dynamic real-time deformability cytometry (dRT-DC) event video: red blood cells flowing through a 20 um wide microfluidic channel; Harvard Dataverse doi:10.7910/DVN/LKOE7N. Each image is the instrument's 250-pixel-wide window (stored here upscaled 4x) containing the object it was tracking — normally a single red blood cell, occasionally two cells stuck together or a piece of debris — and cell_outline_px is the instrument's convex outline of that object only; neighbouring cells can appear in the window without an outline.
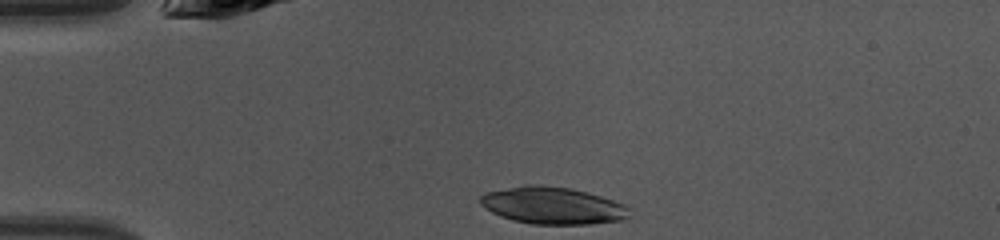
{"species": "common noctule bat (a hibernating species)", "species_latin": "Nyctalus noctula", "temperature_condition": "warm", "stored_images_in_passage": 37, "camera_frame_rate_fps": 3000, "um_per_image_px": 0.085, "animal": {"sex": "female", "body_mass_g": 10.0, "forearm_length_mm": 53.1}, "frame": {"image": 1, "passage_image": 1, "time_ms": 0.0, "image_size_px": [1000, 240], "cell_outline_px": [[636, 220], [588, 224], [532, 224], [512, 220], [500, 216], [484, 208], [480, 204], [480, 196], [488, 192], [524, 184], [540, 184], [572, 188], [588, 192], [624, 204], [628, 208]], "centroid_in_image_um": [47.06, 17.48], "position_along_channel_um": 37.9, "area_um2": 32.89}}